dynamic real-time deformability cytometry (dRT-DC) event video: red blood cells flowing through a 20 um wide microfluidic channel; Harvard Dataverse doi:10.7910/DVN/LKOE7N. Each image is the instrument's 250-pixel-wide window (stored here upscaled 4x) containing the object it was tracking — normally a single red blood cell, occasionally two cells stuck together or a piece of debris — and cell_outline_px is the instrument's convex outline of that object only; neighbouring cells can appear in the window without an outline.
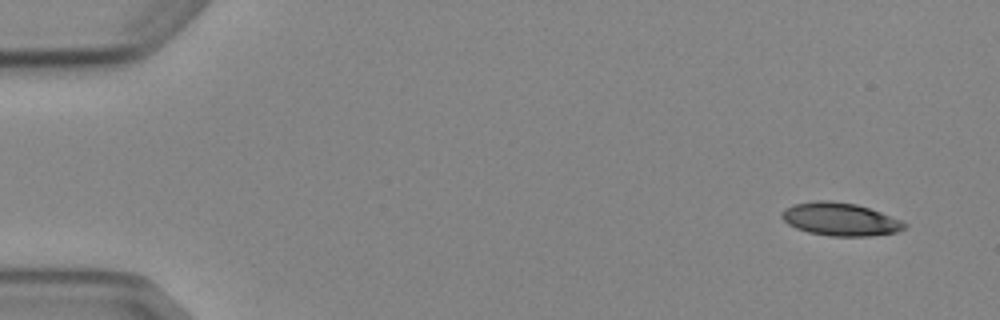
{"species": "Egyptian fruit bat (a non-hibernating species)", "species_latin": "Rousettus aegyptiacus", "temperature_condition": "cold", "stored_images_in_passage": 6, "camera_frame_rate_fps": 3000, "um_per_image_px": 0.085, "animal": {"sex": "female"}, "frame": {"image": 1, "passage_image": 1, "time_ms": 0.0, "image_size_px": [1000, 320], "cell_outline_px": [[908, 224], [904, 228], [896, 232], [868, 236], [832, 236], [808, 232], [796, 228], [788, 224], [780, 216], [780, 212], [784, 208], [792, 204], [816, 200], [828, 200], [856, 204], [880, 212], [900, 220]], "centroid_in_image_um": [71.36, 18.62], "position_along_channel_um": 13.6, "area_um2": 23.52}}
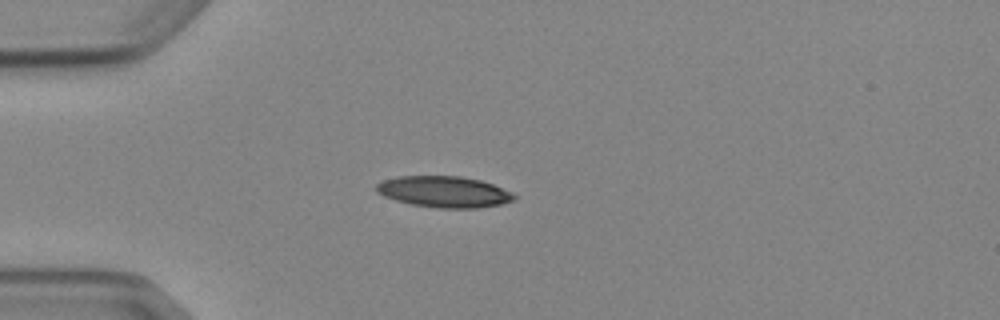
{"frame": {"image": 2, "passage_image": 4, "time_ms": 3.667, "image_size_px": [1000, 320], "cell_outline_px": [[516, 200], [500, 204], [476, 208], [440, 208], [412, 204], [396, 200], [384, 196], [376, 192], [376, 184], [384, 180], [396, 176], [460, 176], [480, 180], [492, 184], [512, 192], [516, 196]], "centroid_in_image_um": [37.75, 16.3], "position_along_channel_um": 47.3, "area_um2": 24.97}}
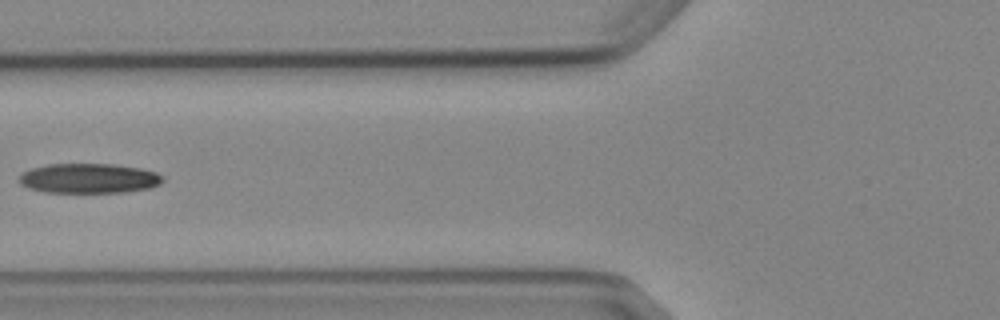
{"frame": {"image": 3, "passage_image": 6, "time_ms": 6.0, "image_size_px": [1000, 320], "cell_outline_px": [[164, 180], [160, 184], [148, 188], [124, 192], [44, 192], [28, 188], [20, 184], [16, 180], [20, 172], [32, 168], [48, 164], [112, 164], [140, 168], [156, 172], [164, 176]], "centroid_in_image_um": [7.51, 15.15], "position_along_channel_um": 118.3, "area_um2": 25.14}}